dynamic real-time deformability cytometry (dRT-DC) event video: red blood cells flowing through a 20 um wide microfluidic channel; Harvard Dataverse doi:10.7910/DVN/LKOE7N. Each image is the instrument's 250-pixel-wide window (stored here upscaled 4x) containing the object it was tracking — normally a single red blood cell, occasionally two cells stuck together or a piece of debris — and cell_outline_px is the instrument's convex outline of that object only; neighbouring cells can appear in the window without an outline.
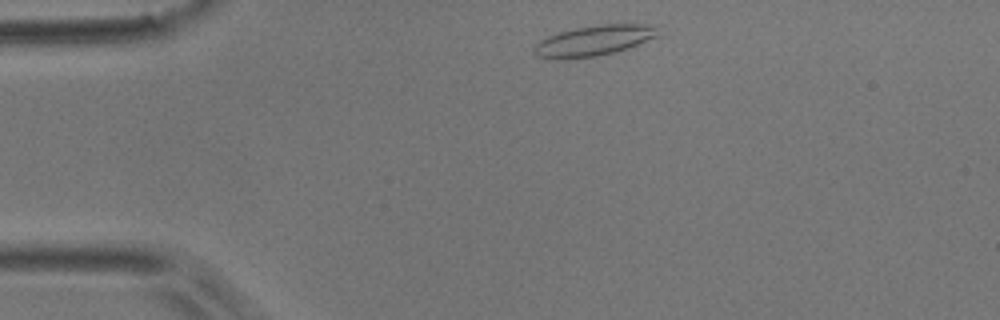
{"species": "common noctule bat (a hibernating species)", "species_latin": "Nyctalus noctula", "temperature_condition": "room temperature", "stored_images_in_passage": 47, "camera_frame_rate_fps": 3000, "um_per_image_px": 0.085, "animal": {"sex": "male", "body_mass_g": 17.9}, "frame": {"image": 1, "passage_image": 3, "time_ms": 0.667, "image_size_px": [1000, 320], "cell_outline_px": [[660, 36], [628, 48], [616, 52], [596, 56], [568, 60], [560, 60], [536, 56], [532, 52], [532, 48], [540, 40], [548, 36], [560, 32], [576, 28], [600, 24], [660, 24]], "centroid_in_image_um": [50.53, 3.46], "position_along_channel_um": 34.5, "area_um2": 22.6}}
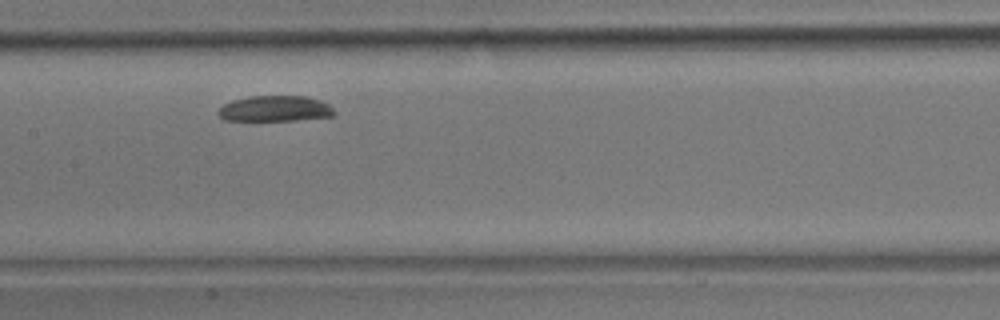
{"frame": {"image": 2, "passage_image": 19, "time_ms": 6.0, "image_size_px": [1000, 320], "cell_outline_px": [[336, 112], [332, 116], [296, 120], [224, 120], [216, 112], [224, 104], [232, 100], [248, 96], [304, 96], [320, 100], [328, 104]], "centroid_in_image_um": [23.36, 9.23], "position_along_channel_um": 184.0, "area_um2": 17.34}}
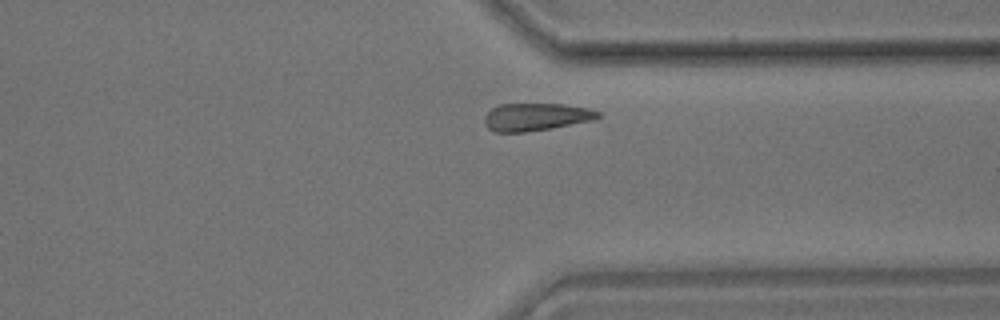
{"frame": {"image": 3, "passage_image": 34, "time_ms": 11.0, "image_size_px": [1000, 320], "cell_outline_px": [[600, 116], [592, 120], [552, 128], [524, 132], [492, 132], [484, 124], [484, 116], [492, 108], [500, 104], [564, 104], [588, 108], [600, 112]], "centroid_in_image_um": [45.52, 9.94], "position_along_channel_um": 365.9, "area_um2": 18.26}, "authors_computed_cell_mechanics": {"area_um2": 19.0162, "velocity_mm_per_s": 3.6234, "shape_relaxation_time_tau1_ms": 2.5109, "shape_relaxation_time_tau2_ms": null, "deformation_change_tau1": 0.085, "deformation_change_tau2": null}}